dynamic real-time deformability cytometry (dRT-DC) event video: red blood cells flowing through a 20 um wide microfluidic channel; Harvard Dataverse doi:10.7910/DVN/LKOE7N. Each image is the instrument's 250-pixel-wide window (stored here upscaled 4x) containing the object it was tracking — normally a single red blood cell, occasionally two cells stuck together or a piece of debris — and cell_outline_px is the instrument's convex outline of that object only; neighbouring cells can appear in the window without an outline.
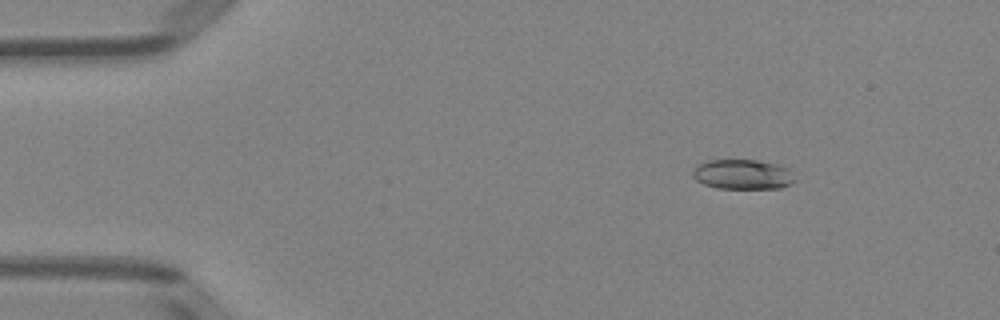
{"species": "Egyptian fruit bat (a non-hibernating species)", "species_latin": "Rousettus aegyptiacus", "temperature_condition": "room temperature", "stored_images_in_passage": 3, "camera_frame_rate_fps": 3000, "um_per_image_px": 0.085, "animal": {"sex": "female"}, "frame": {"image": 1, "passage_image": 1, "time_ms": 0.0, "image_size_px": [1000, 320], "cell_outline_px": [[796, 180], [792, 184], [780, 188], [716, 188], [704, 184], [696, 180], [692, 176], [692, 168], [696, 164], [708, 160], [756, 160], [776, 164], [792, 168]], "centroid_in_image_um": [63.15, 14.81], "position_along_channel_um": 21.9, "area_um2": 18.15}}